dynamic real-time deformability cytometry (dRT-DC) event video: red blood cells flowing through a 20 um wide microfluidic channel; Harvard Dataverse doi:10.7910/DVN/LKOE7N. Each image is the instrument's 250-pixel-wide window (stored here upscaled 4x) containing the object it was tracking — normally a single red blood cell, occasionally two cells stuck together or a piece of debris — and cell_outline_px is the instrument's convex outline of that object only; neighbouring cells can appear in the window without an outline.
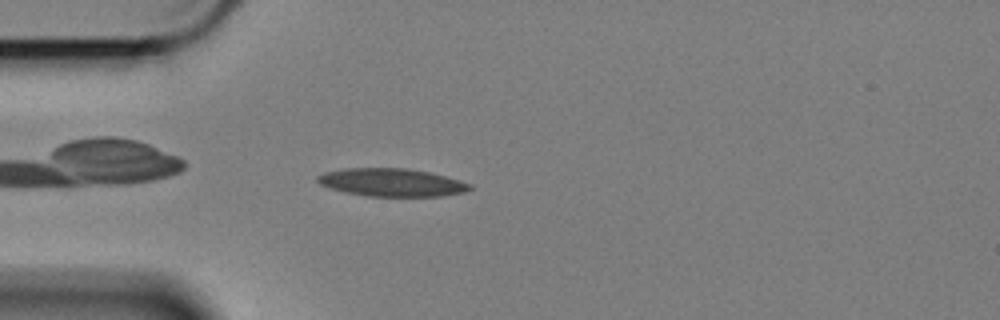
{"species": "Egyptian fruit bat (a non-hibernating species)", "species_latin": "Rousettus aegyptiacus", "temperature_condition": "cold", "stored_images_in_passage": 47, "camera_frame_rate_fps": 3000, "um_per_image_px": 0.085, "animal": {"sex": "female"}, "frame": {"image": 1, "passage_image": 4, "time_ms": 1.0, "image_size_px": [1000, 320], "cell_outline_px": [[472, 188], [464, 192], [440, 196], [368, 196], [344, 192], [328, 188], [320, 184], [316, 180], [316, 176], [324, 172], [344, 168], [404, 168], [432, 172], [460, 180], [472, 184]], "centroid_in_image_um": [33.27, 15.5], "position_along_channel_um": 51.7, "area_um2": 24.97}}
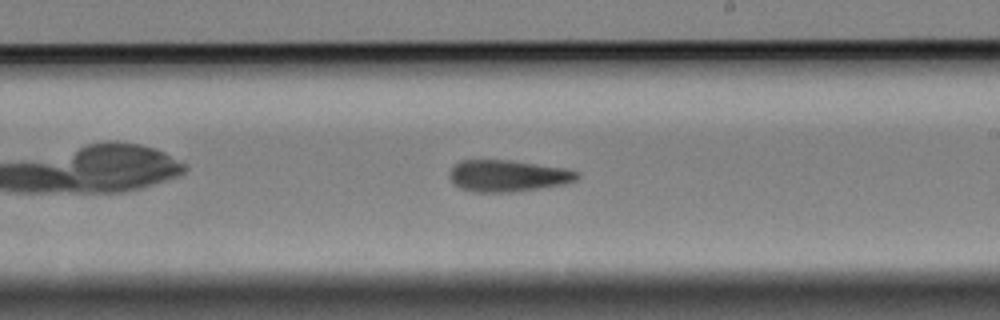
{"frame": {"image": 2, "passage_image": 22, "time_ms": 7.0, "image_size_px": [1000, 320], "cell_outline_px": [[580, 176], [576, 180], [564, 184], [540, 188], [512, 192], [472, 192], [460, 188], [448, 176], [452, 168], [460, 160], [508, 160], [564, 168], [580, 172]], "centroid_in_image_um": [43.17, 14.95], "position_along_channel_um": 245.8, "area_um2": 23.41}}
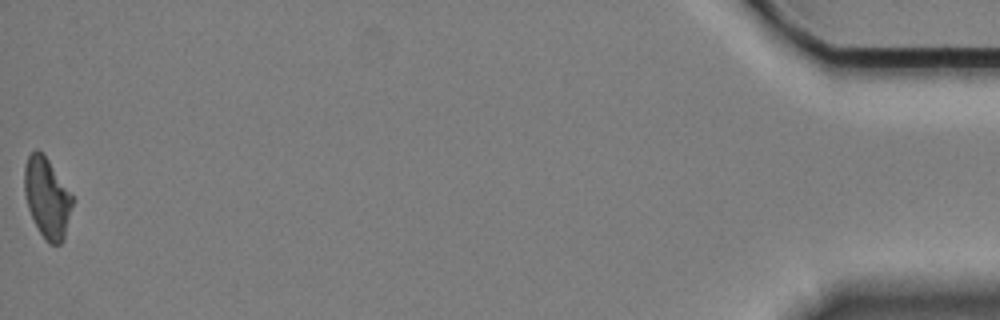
{"frame": {"image": 3, "passage_image": 47, "time_ms": 15.333, "image_size_px": [1000, 320], "cell_outline_px": [[72, 204], [64, 240], [60, 244], [48, 244], [40, 232], [28, 208], [24, 192], [24, 168], [28, 156], [36, 148], [48, 160], [72, 196]], "centroid_in_image_um": [3.98, 16.83], "position_along_channel_um": 431.2, "area_um2": 21.91}, "authors_computed_cell_mechanics": {"area_um2": 23.409, "velocity_mm_per_s": 3.3667, "shape_relaxation_time_tau1_ms": 6.0389, "shape_relaxation_time_tau2_ms": 7.2367, "deformation_change_tau1": 0.169, "deformation_change_tau2": 0.165}}